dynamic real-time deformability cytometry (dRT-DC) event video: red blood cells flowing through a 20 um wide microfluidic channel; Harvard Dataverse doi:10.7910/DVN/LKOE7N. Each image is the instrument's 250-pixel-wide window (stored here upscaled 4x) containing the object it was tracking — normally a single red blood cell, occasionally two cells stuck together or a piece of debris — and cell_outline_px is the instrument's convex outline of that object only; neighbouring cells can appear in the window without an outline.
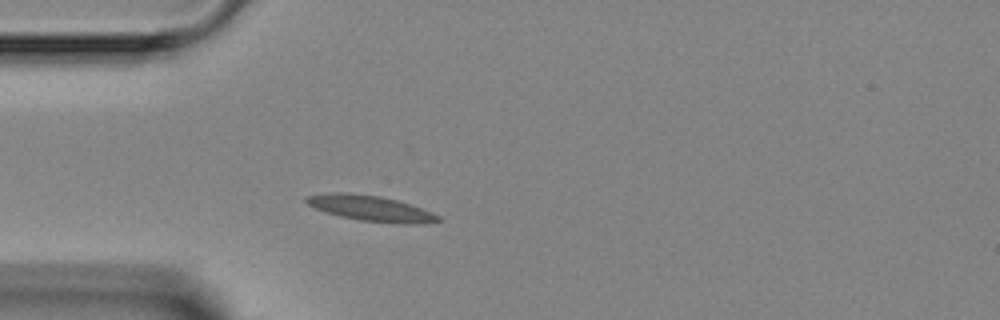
{"species": "Egyptian fruit bat (a non-hibernating species)", "species_latin": "Rousettus aegyptiacus", "temperature_condition": "room temperature", "stored_images_in_passage": 2, "camera_frame_rate_fps": 3000, "um_per_image_px": 0.085, "animal": {"sex": "female"}, "frame": {"image": 1, "passage_image": 2, "time_ms": 1.0, "image_size_px": [1000, 320], "cell_outline_px": [[444, 220], [424, 224], [400, 224], [360, 220], [340, 216], [324, 212], [308, 204], [304, 200], [308, 196], [340, 192], [348, 192], [380, 196], [396, 200], [432, 212], [440, 216]], "centroid_in_image_um": [31.57, 17.72], "position_along_channel_um": 53.4, "area_um2": 19.54}}